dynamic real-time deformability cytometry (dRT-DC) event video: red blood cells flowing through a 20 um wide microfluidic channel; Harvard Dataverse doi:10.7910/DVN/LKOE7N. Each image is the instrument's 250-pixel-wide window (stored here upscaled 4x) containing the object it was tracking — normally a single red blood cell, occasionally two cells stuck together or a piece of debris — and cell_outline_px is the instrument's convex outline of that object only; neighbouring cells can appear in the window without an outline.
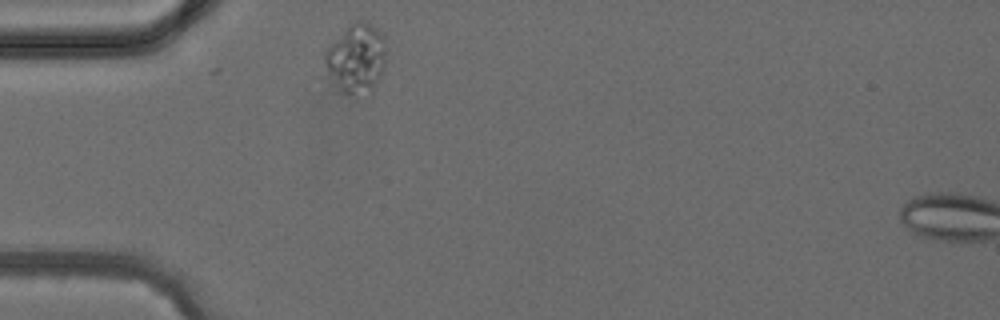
{"species": "common noctule bat (a hibernating species)", "species_latin": "Nyctalus noctula", "temperature_condition": "cold", "stored_images_in_passage": 2, "camera_frame_rate_fps": 3000, "um_per_image_px": 0.085, "animal": {"sex": "female", "body_mass_g": 24.6, "forearm_length_mm": 56.2}, "frame": {"image": 1, "passage_image": 1, "time_ms": 0.0, "image_size_px": [1000, 320], "cell_outline_px": [[388, 48], [384, 68], [372, 96], [348, 96], [328, 92], [320, 76], [324, 52], [348, 24], [360, 20], [364, 20], [380, 32], [384, 36]], "centroid_in_image_um": [30.15, 5.16], "position_along_channel_um": 54.8, "area_um2": 27.74}}